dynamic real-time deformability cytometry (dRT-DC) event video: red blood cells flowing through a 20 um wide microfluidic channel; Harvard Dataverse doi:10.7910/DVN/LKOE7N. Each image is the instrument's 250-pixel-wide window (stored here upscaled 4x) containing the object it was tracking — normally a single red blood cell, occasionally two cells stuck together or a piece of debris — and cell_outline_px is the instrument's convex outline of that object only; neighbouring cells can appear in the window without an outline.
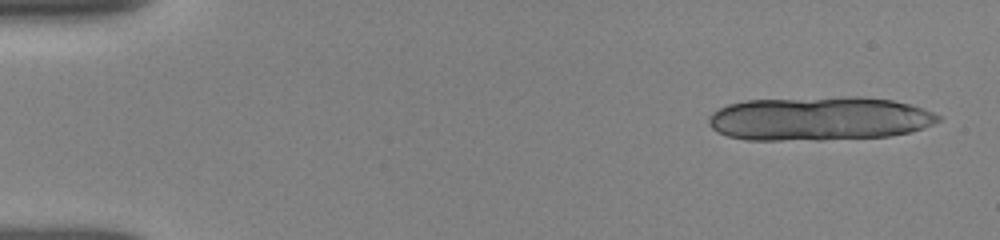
{"species": "human", "species_latin": "Homo sapiens", "temperature_condition": "room temperature", "stored_images_in_passage": 7, "camera_frame_rate_fps": 3000, "um_per_image_px": 0.085, "donor": {"sex": "female"}, "frame": {"image": 1, "passage_image": 1, "time_ms": 0.0, "image_size_px": [1000, 240], "cell_outline_px": [[940, 120], [924, 128], [908, 132], [888, 136], [820, 140], [748, 140], [728, 136], [716, 132], [708, 124], [708, 120], [712, 112], [728, 104], [744, 100], [844, 96], [864, 96], [892, 100], [924, 108], [940, 116]], "centroid_in_image_um": [69.61, 10.07], "position_along_channel_um": 15.4, "area_um2": 59.19}}